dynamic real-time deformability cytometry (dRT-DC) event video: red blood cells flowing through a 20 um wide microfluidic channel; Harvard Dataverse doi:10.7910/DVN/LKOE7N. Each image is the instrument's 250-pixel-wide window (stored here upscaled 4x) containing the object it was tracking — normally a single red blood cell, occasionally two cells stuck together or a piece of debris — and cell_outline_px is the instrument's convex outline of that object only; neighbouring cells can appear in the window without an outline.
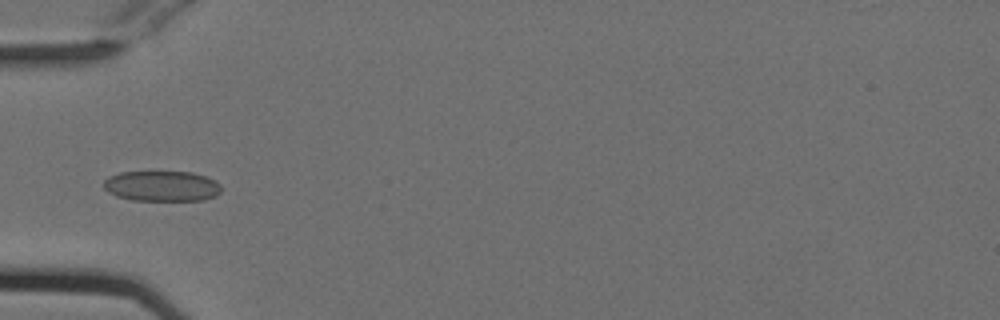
{"species": "Egyptian fruit bat (a non-hibernating species)", "species_latin": "Rousettus aegyptiacus", "temperature_condition": "cold", "stored_images_in_passage": 37, "camera_frame_rate_fps": 3000, "um_per_image_px": 0.085, "animal": {"sex": "female"}, "frame": {"image": 1, "passage_image": 1, "time_ms": 0.0, "image_size_px": [1000, 320], "cell_outline_px": [[220, 192], [216, 196], [204, 200], [132, 200], [116, 196], [108, 192], [104, 188], [104, 180], [108, 176], [120, 172], [192, 172], [204, 176], [220, 184]], "centroid_in_image_um": [13.73, 15.82], "position_along_channel_um": 71.3, "area_um2": 20.81}}
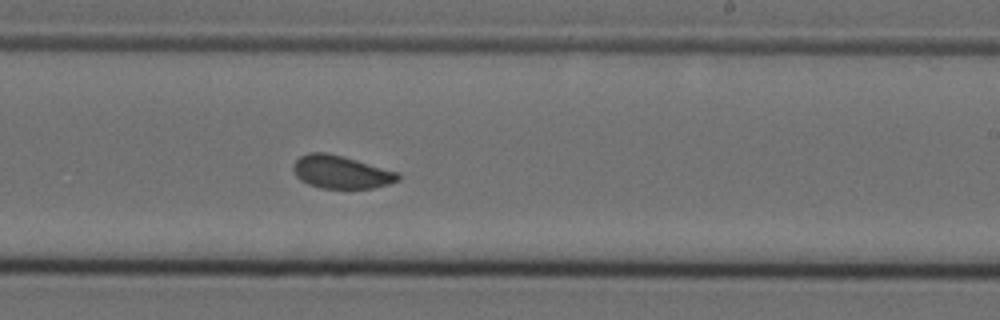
{"frame": {"image": 2, "passage_image": 16, "time_ms": 5.0, "image_size_px": [1000, 320], "cell_outline_px": [[400, 180], [388, 184], [372, 188], [320, 188], [308, 184], [300, 180], [296, 176], [292, 168], [292, 164], [300, 156], [308, 152], [328, 152], [344, 156], [400, 172]], "centroid_in_image_um": [28.99, 14.61], "position_along_channel_um": 260.0, "area_um2": 20.4}}
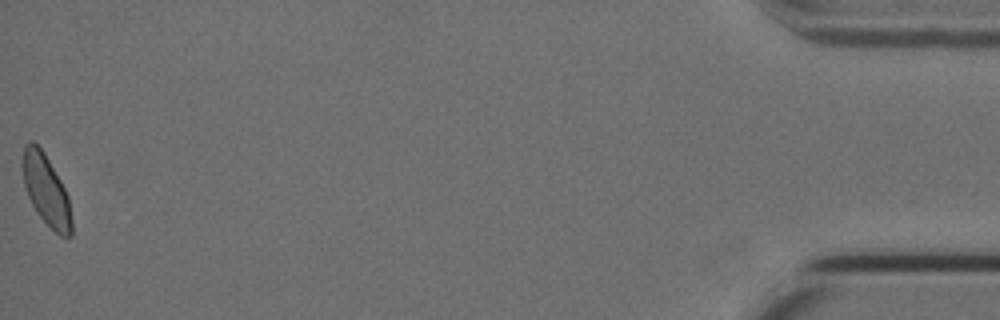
{"frame": {"image": 3, "passage_image": 37, "time_ms": 12.0, "image_size_px": [1000, 320], "cell_outline_px": [[72, 236], [60, 236], [36, 212], [28, 196], [24, 184], [24, 144], [28, 140], [32, 140], [44, 152], [60, 180], [68, 196], [72, 220]], "centroid_in_image_um": [3.94, 16.17], "position_along_channel_um": 431.3, "area_um2": 19.71}, "authors_computed_cell_mechanics": {"area_um2": 20.3456, "velocity_mm_per_s": 3.7724, "shape_relaxation_time_tau1_ms": null, "shape_relaxation_time_tau2_ms": 4.2169, "deformation_change_tau1": null, "deformation_change_tau2": 0.0481}}